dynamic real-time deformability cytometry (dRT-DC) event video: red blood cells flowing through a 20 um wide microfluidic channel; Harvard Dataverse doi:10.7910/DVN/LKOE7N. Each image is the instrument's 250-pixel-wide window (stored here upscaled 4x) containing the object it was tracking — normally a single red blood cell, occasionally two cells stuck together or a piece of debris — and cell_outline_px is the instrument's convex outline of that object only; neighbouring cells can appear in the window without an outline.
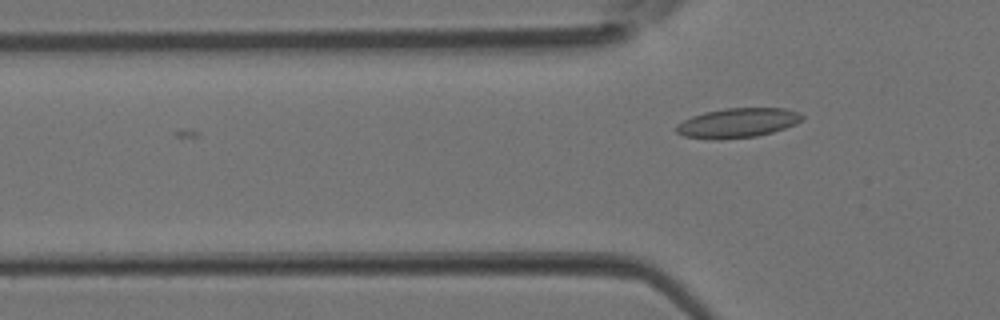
{"species": "Egyptian fruit bat (a non-hibernating species)", "species_latin": "Rousettus aegyptiacus", "temperature_condition": "room temperature", "stored_images_in_passage": 4, "camera_frame_rate_fps": 3000, "um_per_image_px": 0.085, "animal": {"sex": "female"}, "frame": {"image": 1, "passage_image": 4, "time_ms": 1.0, "image_size_px": [1000, 320], "cell_outline_px": [[804, 116], [796, 124], [772, 132], [756, 136], [716, 140], [712, 140], [684, 136], [676, 132], [676, 124], [692, 116], [704, 112], [724, 108], [784, 108], [796, 112]], "centroid_in_image_um": [62.65, 10.45], "position_along_channel_um": 63.1, "area_um2": 21.62}}